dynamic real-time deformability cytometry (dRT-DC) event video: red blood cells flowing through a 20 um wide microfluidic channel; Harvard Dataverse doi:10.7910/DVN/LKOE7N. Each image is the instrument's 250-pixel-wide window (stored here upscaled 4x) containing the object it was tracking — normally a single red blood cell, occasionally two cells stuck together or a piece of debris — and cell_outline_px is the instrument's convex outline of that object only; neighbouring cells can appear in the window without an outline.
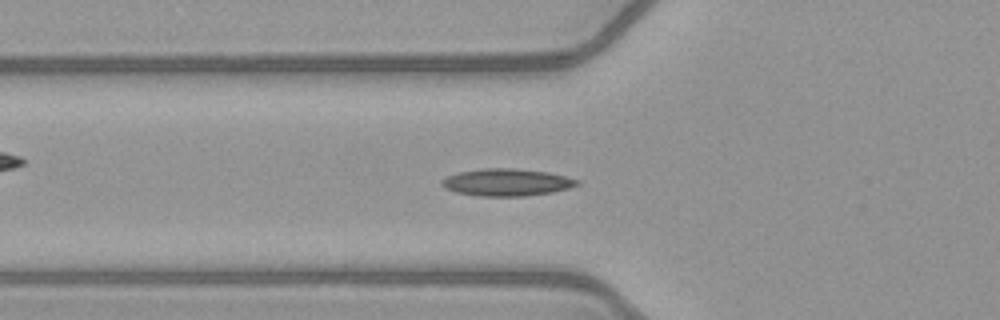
{"species": "common noctule bat (a hibernating species)", "species_latin": "Nyctalus noctula", "temperature_condition": "warm", "stored_images_in_passage": 52, "segment_of_instrument_passage": [1, 2], "camera_frame_rate_fps": 3000, "um_per_image_px": 0.085, "animal": {"sex": "female", "body_mass_g": 21.9}, "frame": {"image": 1, "passage_image": 19, "time_ms": 6.0, "image_size_px": [1000, 320], "cell_outline_px": [[580, 184], [568, 188], [552, 192], [524, 196], [480, 196], [456, 192], [440, 184], [440, 180], [448, 176], [460, 172], [480, 168], [516, 168], [548, 172], [580, 180]], "centroid_in_image_um": [43.08, 15.49], "position_along_channel_um": 82.7, "area_um2": 21.39}}
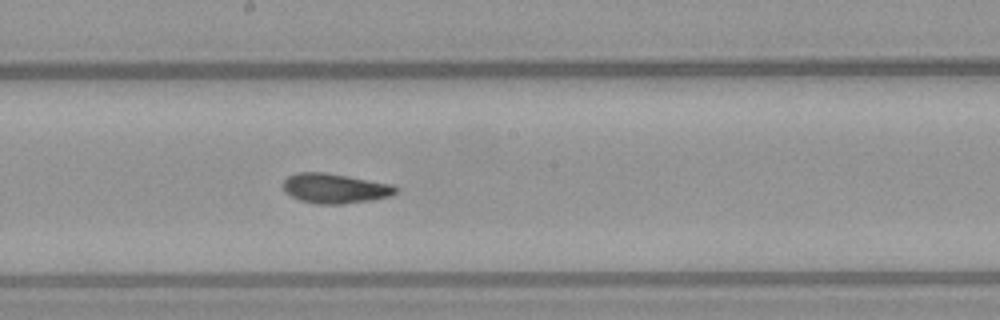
{"frame": {"image": 2, "passage_image": 29, "time_ms": 9.333, "image_size_px": [1000, 320], "cell_outline_px": [[400, 188], [396, 192], [388, 196], [372, 200], [344, 204], [316, 204], [300, 200], [292, 196], [284, 188], [284, 180], [288, 176], [296, 172], [324, 172], [348, 176], [392, 184]], "centroid_in_image_um": [28.49, 16.01], "position_along_channel_um": 219.7, "area_um2": 19.48}}
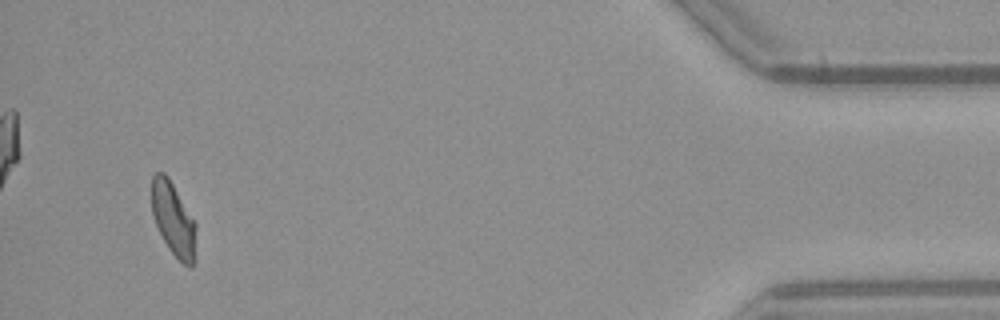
{"frame": {"image": 3, "passage_image": 49, "time_ms": 16.0, "image_size_px": [1000, 320], "cell_outline_px": [[196, 260], [192, 268], [188, 268], [172, 252], [164, 240], [156, 224], [152, 212], [152, 176], [156, 172], [164, 172], [168, 176], [196, 224]], "centroid_in_image_um": [14.77, 18.67], "position_along_channel_um": 420.4, "area_um2": 18.9}}